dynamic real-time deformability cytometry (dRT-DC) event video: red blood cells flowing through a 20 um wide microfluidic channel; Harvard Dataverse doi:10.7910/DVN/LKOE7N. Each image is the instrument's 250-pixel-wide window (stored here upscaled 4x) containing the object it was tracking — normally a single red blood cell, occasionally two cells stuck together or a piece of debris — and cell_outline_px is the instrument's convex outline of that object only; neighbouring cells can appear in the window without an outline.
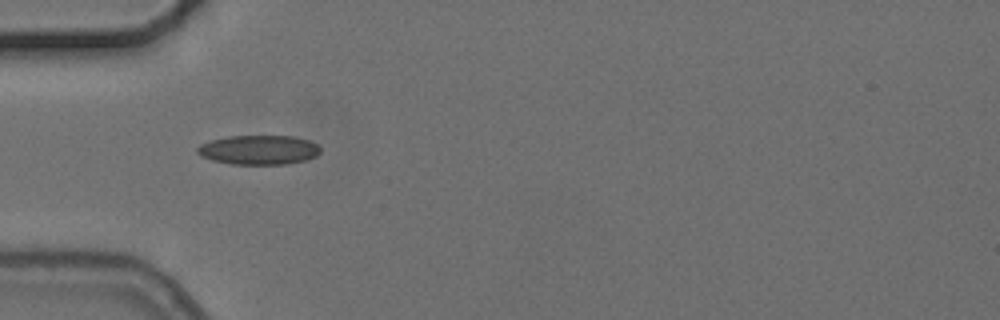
{"species": "common noctule bat (a hibernating species)", "species_latin": "Nyctalus noctula", "temperature_condition": "cold", "stored_images_in_passage": 2, "camera_frame_rate_fps": 3000, "um_per_image_px": 0.085, "animal": {"sex": "female", "body_mass_g": 24.6, "forearm_length_mm": 56.2}, "frame": {"image": 1, "passage_image": 1, "time_ms": 0.0, "image_size_px": [1000, 320], "cell_outline_px": [[320, 152], [316, 156], [304, 160], [284, 164], [232, 164], [212, 160], [200, 156], [196, 152], [196, 148], [200, 144], [212, 140], [228, 136], [296, 136], [308, 140], [316, 144], [320, 148]], "centroid_in_image_um": [21.97, 12.73], "position_along_channel_um": 63.0, "area_um2": 21.04}}
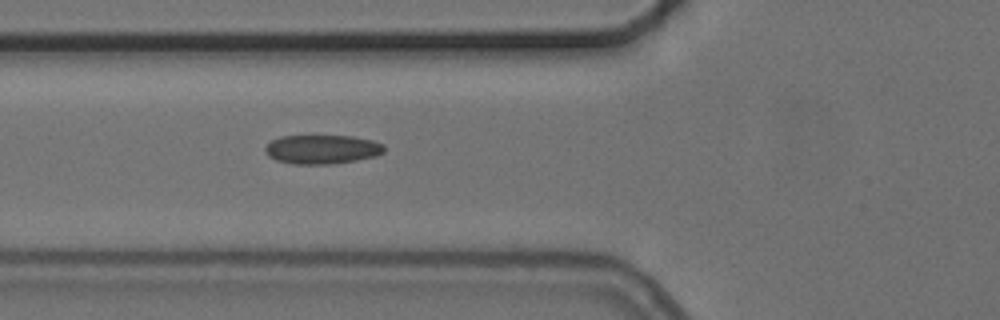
{"frame": {"image": 2, "passage_image": 2, "time_ms": 1.0, "image_size_px": [1000, 320], "cell_outline_px": [[384, 152], [376, 156], [356, 160], [332, 164], [292, 164], [276, 160], [268, 156], [264, 148], [272, 140], [280, 136], [352, 136], [372, 140], [384, 144]], "centroid_in_image_um": [27.38, 12.69], "position_along_channel_um": 98.4, "area_um2": 20.17}}